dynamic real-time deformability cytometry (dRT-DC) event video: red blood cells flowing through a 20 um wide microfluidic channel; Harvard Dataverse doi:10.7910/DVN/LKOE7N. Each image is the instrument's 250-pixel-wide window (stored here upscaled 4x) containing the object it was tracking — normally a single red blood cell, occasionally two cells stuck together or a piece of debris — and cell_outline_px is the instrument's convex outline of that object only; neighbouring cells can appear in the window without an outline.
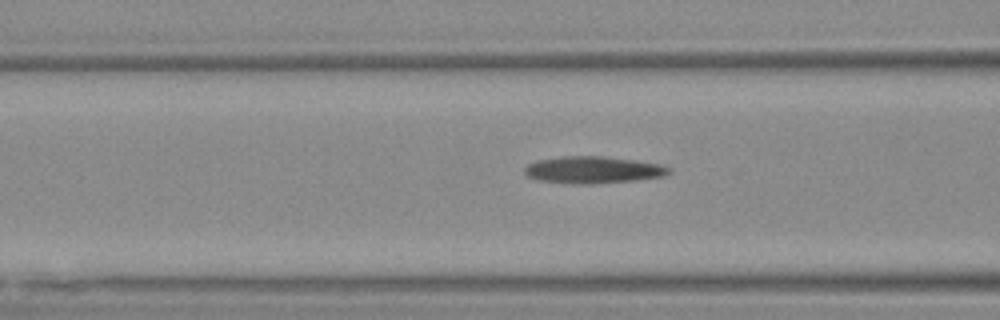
{"species": "Egyptian fruit bat (a non-hibernating species)", "species_latin": "Rousettus aegyptiacus", "temperature_condition": "warm", "stored_images_in_passage": 42, "camera_frame_rate_fps": 3000, "um_per_image_px": 0.085, "animal": {"sex": "female"}, "frame": {"image": 1, "passage_image": 19, "time_ms": 6.0, "image_size_px": [1000, 320], "cell_outline_px": [[672, 172], [664, 176], [636, 180], [592, 184], [568, 184], [540, 180], [528, 176], [524, 172], [524, 168], [528, 164], [536, 160], [560, 156], [604, 156], [660, 164], [672, 168]], "centroid_in_image_um": [50.41, 14.44], "position_along_channel_um": 116.2, "area_um2": 22.83}}
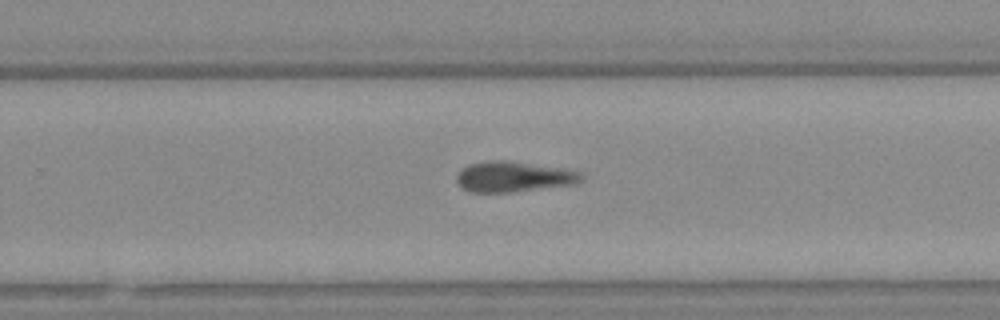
{"frame": {"image": 2, "passage_image": 33, "time_ms": 10.667, "image_size_px": [1000, 320], "cell_outline_px": [[584, 180], [576, 184], [512, 192], [468, 192], [456, 180], [456, 176], [460, 168], [468, 164], [488, 160], [508, 160], [560, 168], [580, 172], [584, 176]], "centroid_in_image_um": [43.64, 15.01], "position_along_channel_um": 286.2, "area_um2": 22.31}}
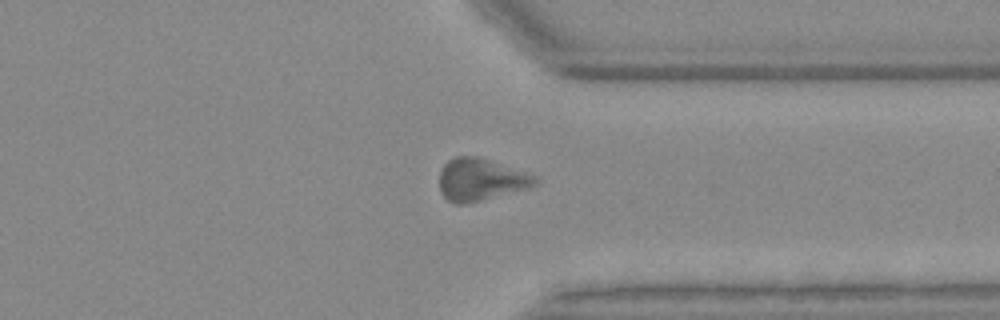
{"frame": {"image": 3, "passage_image": 40, "time_ms": 13.0, "image_size_px": [1000, 320], "cell_outline_px": [[540, 180], [536, 184], [528, 188], [464, 204], [456, 204], [448, 200], [440, 192], [440, 168], [448, 160], [456, 156], [476, 156], [536, 176]], "centroid_in_image_um": [40.82, 15.27], "position_along_channel_um": 370.6, "area_um2": 23.18}}